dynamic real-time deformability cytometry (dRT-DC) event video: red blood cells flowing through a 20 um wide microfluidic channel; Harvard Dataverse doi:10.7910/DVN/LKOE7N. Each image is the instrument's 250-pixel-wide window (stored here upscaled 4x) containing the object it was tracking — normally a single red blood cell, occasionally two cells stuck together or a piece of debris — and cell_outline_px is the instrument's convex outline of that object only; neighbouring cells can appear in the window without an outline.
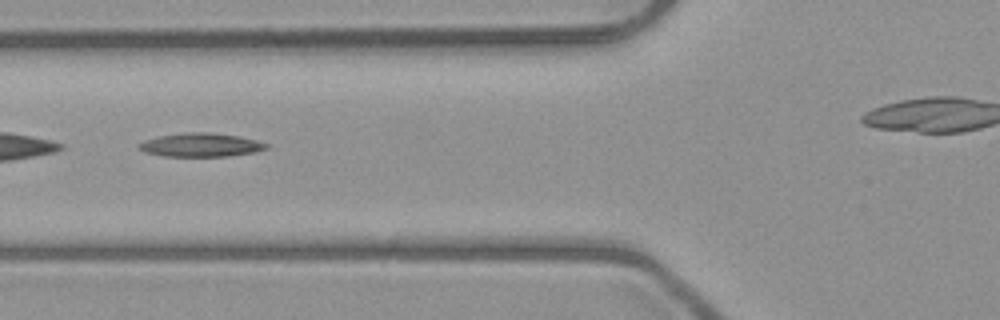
{"species": "common noctule bat (a hibernating species)", "species_latin": "Nyctalus noctula", "temperature_condition": "room temperature", "stored_images_in_passage": 5, "camera_frame_rate_fps": 3000, "um_per_image_px": 0.085, "animal": {"sex": "male", "body_mass_g": 23.1, "forearm_length_mm": 52.7}, "frame": {"image": 1, "passage_image": 5, "time_ms": 5.333, "image_size_px": [1000, 320], "cell_outline_px": [[268, 148], [256, 152], [228, 156], [164, 156], [144, 152], [136, 148], [136, 144], [144, 140], [160, 136], [184, 132], [208, 132], [236, 136], [256, 140], [268, 144]], "centroid_in_image_um": [17.02, 12.32], "position_along_channel_um": 108.8, "area_um2": 17.57}}